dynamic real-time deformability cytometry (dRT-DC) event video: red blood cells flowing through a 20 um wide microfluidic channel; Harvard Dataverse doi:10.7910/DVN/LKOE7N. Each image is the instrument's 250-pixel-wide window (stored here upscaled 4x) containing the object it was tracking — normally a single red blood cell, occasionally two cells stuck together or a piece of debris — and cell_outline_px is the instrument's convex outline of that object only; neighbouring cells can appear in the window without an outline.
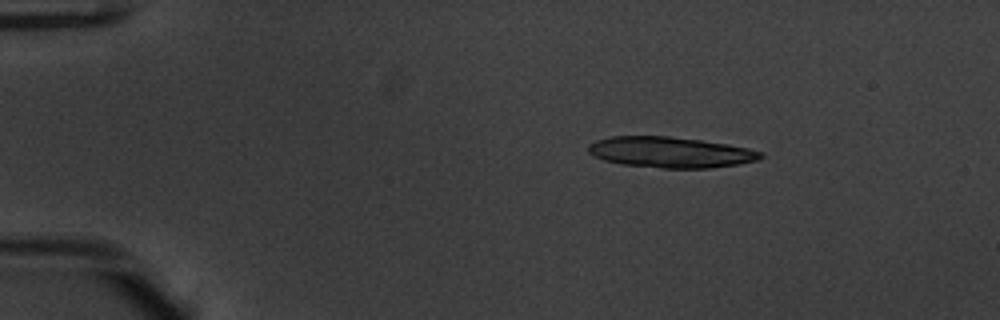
{"species": "common noctule bat (a hibernating species)", "species_latin": "Nyctalus noctula", "temperature_condition": "warm", "stored_images_in_passage": 46, "camera_frame_rate_fps": 3000, "um_per_image_px": 0.085, "animal": {"sex": "male", "body_mass_g": 20.1, "forearm_length_mm": 53.5}, "frame": {"image": 1, "passage_image": 1, "time_ms": 0.0, "image_size_px": [1000, 320], "cell_outline_px": [[764, 156], [760, 160], [740, 164], [708, 168], [660, 168], [620, 164], [604, 160], [588, 152], [588, 144], [596, 140], [612, 136], [668, 136], [700, 140], [728, 144], [748, 148], [764, 152]], "centroid_in_image_um": [57.02, 12.94], "position_along_channel_um": 28.0, "area_um2": 31.1}}
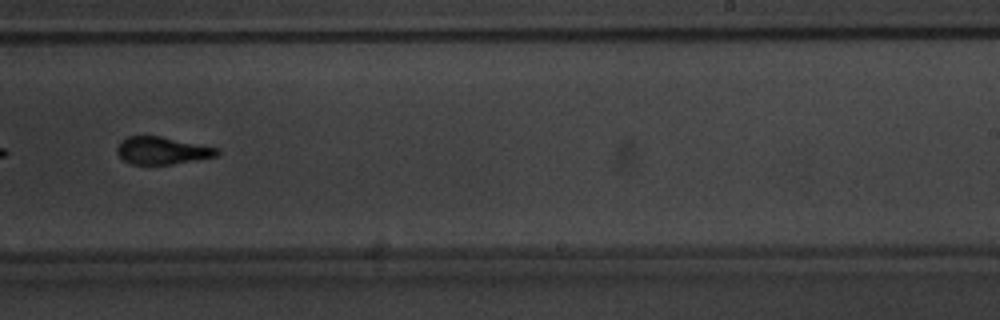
{"frame": {"image": 2, "passage_image": 27, "time_ms": 8.667, "image_size_px": [1000, 320], "cell_outline_px": [[220, 152], [216, 156], [172, 164], [132, 164], [124, 160], [116, 152], [116, 148], [120, 140], [128, 136], [160, 136], [220, 148]], "centroid_in_image_um": [13.77, 12.79], "position_along_channel_um": 275.2, "area_um2": 15.95}}
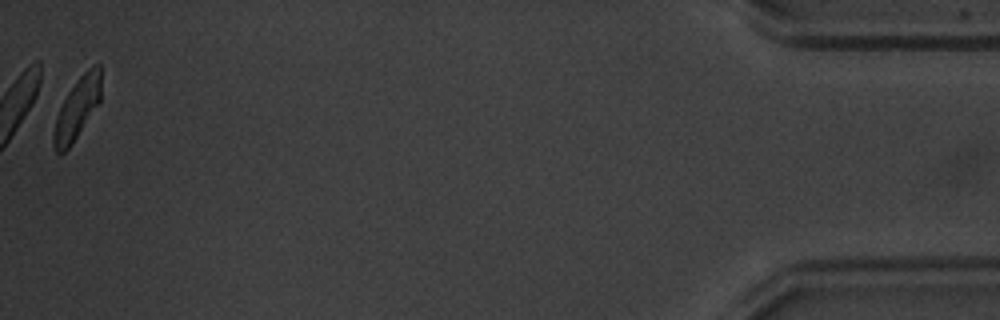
{"frame": {"image": 3, "passage_image": 46, "time_ms": 15.0, "image_size_px": [1000, 320], "cell_outline_px": [[100, 100], [72, 144], [64, 152], [56, 152], [52, 144], [52, 136], [56, 116], [68, 92], [76, 80], [92, 64], [100, 64]], "centroid_in_image_um": [6.53, 9.22], "position_along_channel_um": 428.7, "area_um2": 16.65}, "authors_computed_cell_mechanics": {"area_um2": 18.0625, "velocity_mm_per_s": 3.8076, "shape_relaxation_time_tau1_ms": 2.843, "shape_relaxation_time_tau2_ms": 1.3277, "deformation_change_tau1": 0.1855, "deformation_change_tau2": 0.0858}}